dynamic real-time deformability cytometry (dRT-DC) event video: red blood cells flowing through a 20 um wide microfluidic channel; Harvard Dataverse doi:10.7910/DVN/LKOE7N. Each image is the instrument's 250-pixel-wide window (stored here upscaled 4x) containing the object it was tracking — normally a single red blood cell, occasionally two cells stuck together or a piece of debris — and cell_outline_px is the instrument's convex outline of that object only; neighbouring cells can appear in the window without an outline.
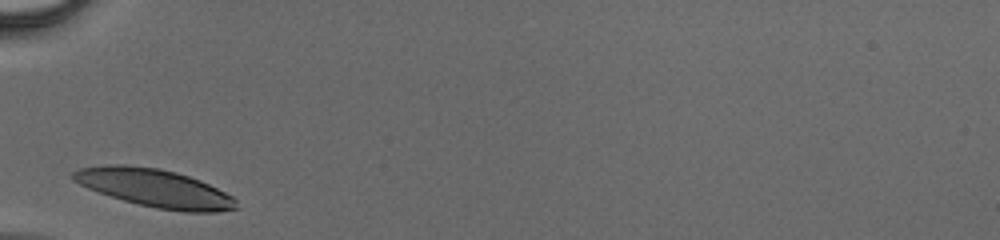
{"species": "human", "species_latin": "Homo sapiens", "temperature_condition": "cold", "stored_images_in_passage": 23, "camera_frame_rate_fps": 3000, "um_per_image_px": 0.085, "donor": {"sex": "male"}, "frame": {"image": 1, "passage_image": 1, "time_ms": 0.0, "image_size_px": [1000, 240], "cell_outline_px": [[240, 208], [216, 212], [184, 212], [156, 208], [124, 200], [88, 188], [72, 180], [72, 172], [80, 168], [108, 164], [124, 164], [156, 168], [176, 172], [200, 180], [232, 196], [236, 200]], "centroid_in_image_um": [13.17, 15.99], "position_along_channel_um": 71.8, "area_um2": 35.89}}
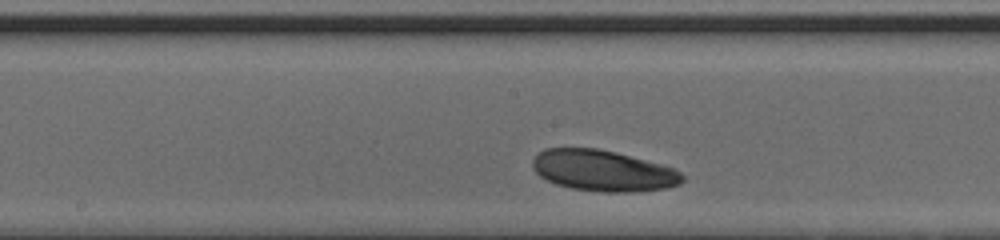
{"frame": {"image": 2, "passage_image": 10, "time_ms": 3.0, "image_size_px": [1000, 240], "cell_outline_px": [[684, 180], [680, 184], [664, 188], [628, 192], [600, 192], [572, 188], [556, 184], [540, 176], [532, 168], [532, 160], [544, 148], [596, 148], [616, 152], [660, 164], [672, 168], [680, 172], [684, 176]], "centroid_in_image_um": [51.24, 14.5], "position_along_channel_um": 197.0, "area_um2": 35.6}}
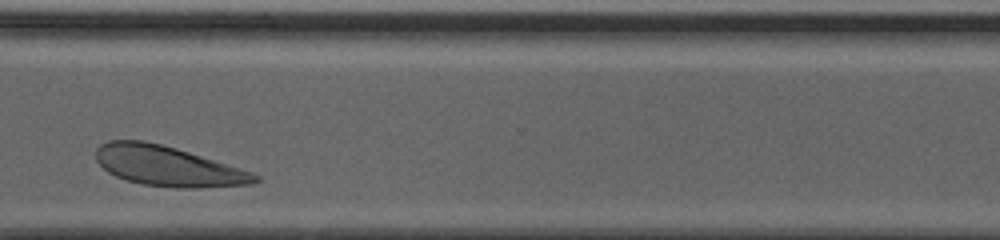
{"frame": {"image": 3, "passage_image": 21, "time_ms": 6.667, "image_size_px": [1000, 240], "cell_outline_px": [[260, 180], [252, 184], [200, 188], [172, 188], [140, 184], [116, 176], [108, 172], [96, 160], [96, 148], [100, 144], [108, 140], [144, 140], [176, 148], [252, 172], [260, 176]], "centroid_in_image_um": [14.25, 14.12], "position_along_channel_um": 356.3, "area_um2": 37.05}}